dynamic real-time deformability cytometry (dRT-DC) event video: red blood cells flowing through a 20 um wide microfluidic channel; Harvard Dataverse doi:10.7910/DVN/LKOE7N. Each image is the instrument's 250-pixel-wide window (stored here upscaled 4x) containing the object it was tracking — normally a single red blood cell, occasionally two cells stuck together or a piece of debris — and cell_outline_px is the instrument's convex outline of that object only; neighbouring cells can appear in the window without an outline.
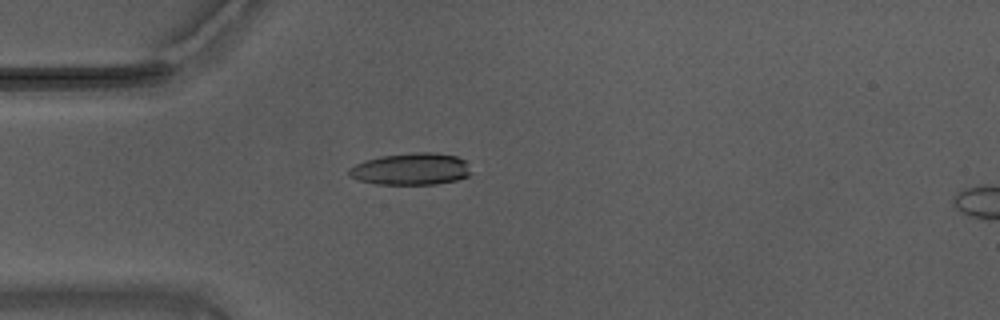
{"species": "Egyptian fruit bat (a non-hibernating species)", "species_latin": "Rousettus aegyptiacus", "temperature_condition": "warm", "stored_images_in_passage": 41, "camera_frame_rate_fps": 3000, "um_per_image_px": 0.085, "animal": {"sex": "male"}, "frame": {"image": 1, "passage_image": 1, "time_ms": 0.0, "image_size_px": [1000, 320], "cell_outline_px": [[472, 172], [468, 176], [456, 180], [436, 184], [376, 184], [356, 180], [348, 176], [348, 168], [364, 160], [380, 156], [416, 152], [432, 152], [456, 156], [464, 160]], "centroid_in_image_um": [34.9, 14.37], "position_along_channel_um": 50.1, "area_um2": 22.83}}
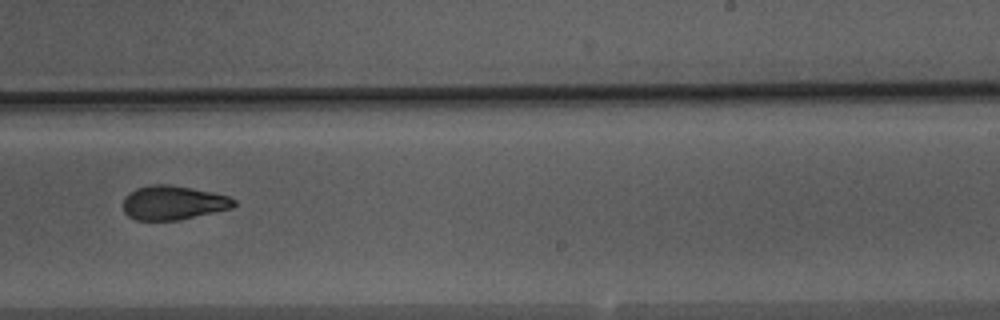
{"frame": {"image": 2, "passage_image": 20, "time_ms": 6.333, "image_size_px": [1000, 320], "cell_outline_px": [[236, 204], [232, 208], [180, 220], [136, 220], [128, 216], [124, 212], [124, 196], [128, 192], [136, 188], [152, 184], [168, 184], [192, 188], [212, 192], [228, 196], [236, 200]], "centroid_in_image_um": [14.71, 17.23], "position_along_channel_um": 274.3, "area_um2": 22.14}}
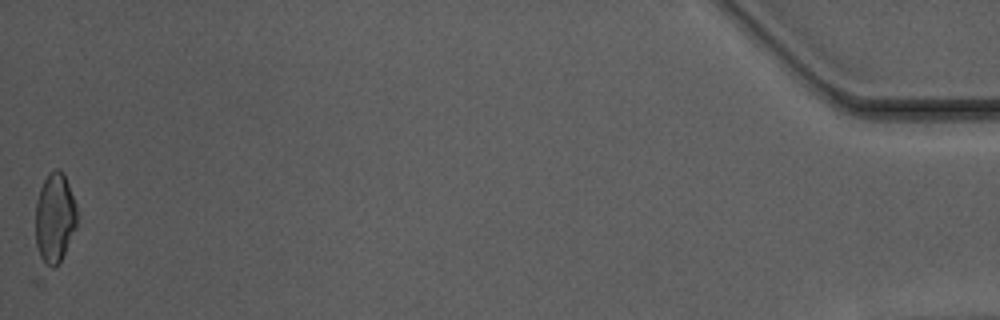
{"frame": {"image": 3, "passage_image": 41, "time_ms": 13.333, "image_size_px": [1000, 320], "cell_outline_px": [[76, 228], [60, 260], [52, 268], [48, 268], [40, 256], [36, 244], [36, 200], [40, 188], [44, 180], [56, 168], [60, 168], [64, 172], [76, 204]], "centroid_in_image_um": [4.65, 18.49], "position_along_channel_um": 430.5, "area_um2": 21.5}, "authors_computed_cell_mechanics": {"area_um2": 22.7154, "velocity_mm_per_s": 3.7198, "shape_relaxation_time_tau1_ms": 5.2101, "shape_relaxation_time_tau2_ms": 2.3403, "deformation_change_tau1": 0.1723, "deformation_change_tau2": 0.0886}}